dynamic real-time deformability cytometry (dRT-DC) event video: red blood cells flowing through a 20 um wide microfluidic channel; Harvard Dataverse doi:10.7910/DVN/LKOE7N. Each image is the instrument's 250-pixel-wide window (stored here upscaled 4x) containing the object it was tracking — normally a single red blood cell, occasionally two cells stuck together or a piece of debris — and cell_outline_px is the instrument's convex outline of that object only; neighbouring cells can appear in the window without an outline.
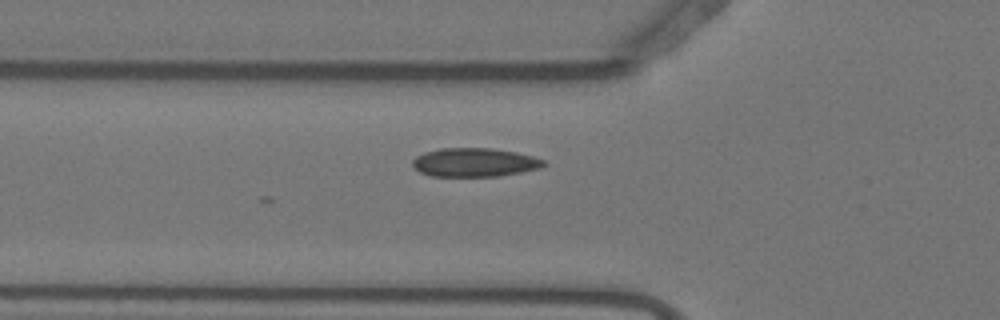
{"species": "Egyptian fruit bat (a non-hibernating species)", "species_latin": "Rousettus aegyptiacus", "temperature_condition": "warm", "stored_images_in_passage": 8, "camera_frame_rate_fps": 3000, "um_per_image_px": 0.085, "animal": {"sex": "female"}, "frame": {"image": 1, "passage_image": 2, "time_ms": 0.333, "image_size_px": [1000, 320], "cell_outline_px": [[544, 164], [540, 168], [520, 172], [496, 176], [432, 176], [420, 172], [412, 164], [412, 160], [416, 156], [424, 152], [440, 148], [492, 148], [516, 152], [532, 156], [544, 160]], "centroid_in_image_um": [40.31, 13.79], "position_along_channel_um": 85.5, "area_um2": 21.79}}
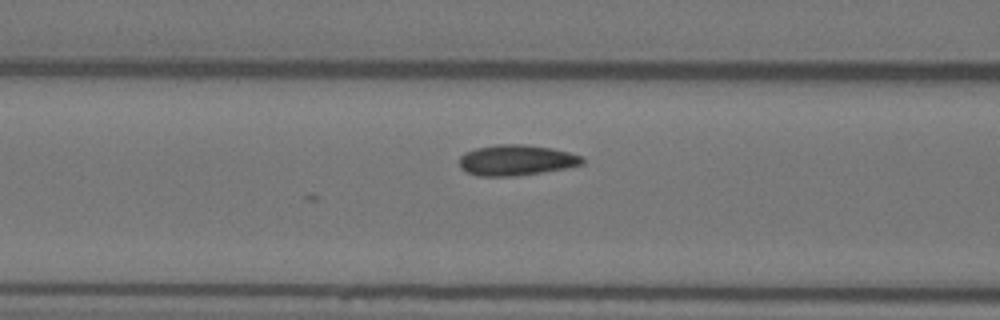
{"frame": {"image": 2, "passage_image": 5, "time_ms": 1.333, "image_size_px": [1000, 320], "cell_outline_px": [[584, 164], [564, 168], [516, 176], [480, 176], [468, 172], [460, 168], [460, 156], [464, 152], [476, 148], [496, 144], [524, 144], [552, 148], [584, 156]], "centroid_in_image_um": [43.88, 13.6], "position_along_channel_um": 122.7, "area_um2": 21.96}}
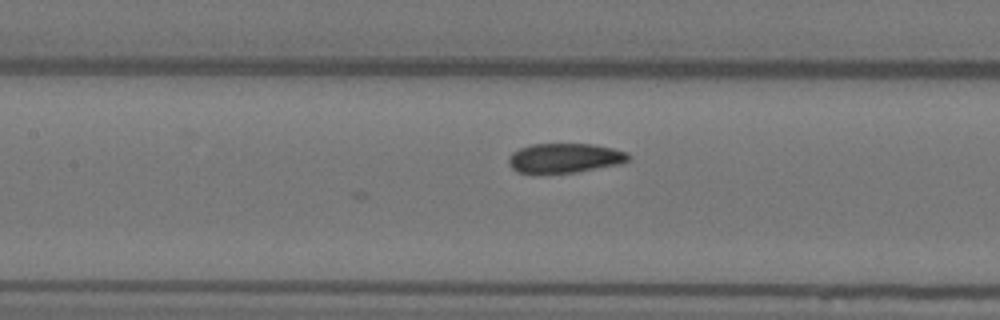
{"frame": {"image": 3, "passage_image": 8, "time_ms": 2.333, "image_size_px": [1000, 320], "cell_outline_px": [[632, 156], [628, 160], [620, 164], [576, 172], [516, 172], [508, 164], [508, 156], [512, 152], [520, 148], [532, 144], [592, 144], [612, 148], [628, 152]], "centroid_in_image_um": [48.01, 13.42], "position_along_channel_um": 159.4, "area_um2": 20.52}}